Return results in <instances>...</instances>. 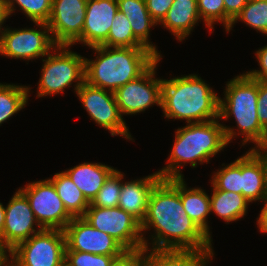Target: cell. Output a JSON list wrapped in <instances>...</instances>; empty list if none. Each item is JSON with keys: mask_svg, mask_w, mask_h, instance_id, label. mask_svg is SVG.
I'll list each match as a JSON object with an SVG mask.
<instances>
[{"mask_svg": "<svg viewBox=\"0 0 267 266\" xmlns=\"http://www.w3.org/2000/svg\"><path fill=\"white\" fill-rule=\"evenodd\" d=\"M123 178L124 174L119 170H115L90 202V206L100 208L117 207Z\"/></svg>", "mask_w": 267, "mask_h": 266, "instance_id": "obj_31", "label": "cell"}, {"mask_svg": "<svg viewBox=\"0 0 267 266\" xmlns=\"http://www.w3.org/2000/svg\"><path fill=\"white\" fill-rule=\"evenodd\" d=\"M9 18L4 0H0V32L3 29L5 20Z\"/></svg>", "mask_w": 267, "mask_h": 266, "instance_id": "obj_42", "label": "cell"}, {"mask_svg": "<svg viewBox=\"0 0 267 266\" xmlns=\"http://www.w3.org/2000/svg\"><path fill=\"white\" fill-rule=\"evenodd\" d=\"M76 95L95 123L109 130L112 136L120 135L133 140L119 111L114 92L84 82Z\"/></svg>", "mask_w": 267, "mask_h": 266, "instance_id": "obj_11", "label": "cell"}, {"mask_svg": "<svg viewBox=\"0 0 267 266\" xmlns=\"http://www.w3.org/2000/svg\"><path fill=\"white\" fill-rule=\"evenodd\" d=\"M115 170L116 168L102 163L84 162L64 172L91 202Z\"/></svg>", "mask_w": 267, "mask_h": 266, "instance_id": "obj_19", "label": "cell"}, {"mask_svg": "<svg viewBox=\"0 0 267 266\" xmlns=\"http://www.w3.org/2000/svg\"><path fill=\"white\" fill-rule=\"evenodd\" d=\"M117 12V0H87L82 34L75 43H82L89 48L107 46V37Z\"/></svg>", "mask_w": 267, "mask_h": 266, "instance_id": "obj_16", "label": "cell"}, {"mask_svg": "<svg viewBox=\"0 0 267 266\" xmlns=\"http://www.w3.org/2000/svg\"><path fill=\"white\" fill-rule=\"evenodd\" d=\"M83 218L95 229L112 236L127 251L144 250L141 223L119 206H89Z\"/></svg>", "mask_w": 267, "mask_h": 266, "instance_id": "obj_8", "label": "cell"}, {"mask_svg": "<svg viewBox=\"0 0 267 266\" xmlns=\"http://www.w3.org/2000/svg\"><path fill=\"white\" fill-rule=\"evenodd\" d=\"M154 229L152 247L144 232ZM144 249L213 250L208 237L184 210L180 178L161 179L151 191L147 214L141 223ZM154 235V236H153Z\"/></svg>", "mask_w": 267, "mask_h": 266, "instance_id": "obj_1", "label": "cell"}, {"mask_svg": "<svg viewBox=\"0 0 267 266\" xmlns=\"http://www.w3.org/2000/svg\"><path fill=\"white\" fill-rule=\"evenodd\" d=\"M122 256H106L80 251H65V266H111Z\"/></svg>", "mask_w": 267, "mask_h": 266, "instance_id": "obj_33", "label": "cell"}, {"mask_svg": "<svg viewBox=\"0 0 267 266\" xmlns=\"http://www.w3.org/2000/svg\"><path fill=\"white\" fill-rule=\"evenodd\" d=\"M263 201L265 205L261 209L259 217L257 218V225L259 232L267 233V197Z\"/></svg>", "mask_w": 267, "mask_h": 266, "instance_id": "obj_39", "label": "cell"}, {"mask_svg": "<svg viewBox=\"0 0 267 266\" xmlns=\"http://www.w3.org/2000/svg\"><path fill=\"white\" fill-rule=\"evenodd\" d=\"M174 0H145L151 18L159 24L166 16Z\"/></svg>", "mask_w": 267, "mask_h": 266, "instance_id": "obj_34", "label": "cell"}, {"mask_svg": "<svg viewBox=\"0 0 267 266\" xmlns=\"http://www.w3.org/2000/svg\"><path fill=\"white\" fill-rule=\"evenodd\" d=\"M7 252L10 253L5 247L0 245V266H10V254H7Z\"/></svg>", "mask_w": 267, "mask_h": 266, "instance_id": "obj_41", "label": "cell"}, {"mask_svg": "<svg viewBox=\"0 0 267 266\" xmlns=\"http://www.w3.org/2000/svg\"><path fill=\"white\" fill-rule=\"evenodd\" d=\"M250 149L260 159L264 171L265 187L267 193V154H265L259 147H252Z\"/></svg>", "mask_w": 267, "mask_h": 266, "instance_id": "obj_40", "label": "cell"}, {"mask_svg": "<svg viewBox=\"0 0 267 266\" xmlns=\"http://www.w3.org/2000/svg\"><path fill=\"white\" fill-rule=\"evenodd\" d=\"M180 198L184 210L198 227L208 236L210 229L208 225L210 210V196L201 188H188L183 178H180Z\"/></svg>", "mask_w": 267, "mask_h": 266, "instance_id": "obj_23", "label": "cell"}, {"mask_svg": "<svg viewBox=\"0 0 267 266\" xmlns=\"http://www.w3.org/2000/svg\"><path fill=\"white\" fill-rule=\"evenodd\" d=\"M19 190L26 196L36 220L43 229L64 230L73 219L49 178L30 182Z\"/></svg>", "mask_w": 267, "mask_h": 266, "instance_id": "obj_10", "label": "cell"}, {"mask_svg": "<svg viewBox=\"0 0 267 266\" xmlns=\"http://www.w3.org/2000/svg\"><path fill=\"white\" fill-rule=\"evenodd\" d=\"M257 114L260 125L267 130V81H258Z\"/></svg>", "mask_w": 267, "mask_h": 266, "instance_id": "obj_35", "label": "cell"}, {"mask_svg": "<svg viewBox=\"0 0 267 266\" xmlns=\"http://www.w3.org/2000/svg\"><path fill=\"white\" fill-rule=\"evenodd\" d=\"M63 230L43 229L10 251V266H65Z\"/></svg>", "mask_w": 267, "mask_h": 266, "instance_id": "obj_7", "label": "cell"}, {"mask_svg": "<svg viewBox=\"0 0 267 266\" xmlns=\"http://www.w3.org/2000/svg\"><path fill=\"white\" fill-rule=\"evenodd\" d=\"M219 119L202 123H187L175 131V140L166 167L157 171L162 179L183 178L181 166L190 163L192 168L209 163L210 158L228 145L223 124ZM184 164V165H183Z\"/></svg>", "mask_w": 267, "mask_h": 266, "instance_id": "obj_4", "label": "cell"}, {"mask_svg": "<svg viewBox=\"0 0 267 266\" xmlns=\"http://www.w3.org/2000/svg\"><path fill=\"white\" fill-rule=\"evenodd\" d=\"M255 53L261 69L260 70L255 69L245 73L254 80L267 81V45L263 46Z\"/></svg>", "mask_w": 267, "mask_h": 266, "instance_id": "obj_37", "label": "cell"}, {"mask_svg": "<svg viewBox=\"0 0 267 266\" xmlns=\"http://www.w3.org/2000/svg\"><path fill=\"white\" fill-rule=\"evenodd\" d=\"M265 154H267V130L262 143L258 146Z\"/></svg>", "mask_w": 267, "mask_h": 266, "instance_id": "obj_44", "label": "cell"}, {"mask_svg": "<svg viewBox=\"0 0 267 266\" xmlns=\"http://www.w3.org/2000/svg\"><path fill=\"white\" fill-rule=\"evenodd\" d=\"M4 222H5V207L0 202V236L3 233Z\"/></svg>", "mask_w": 267, "mask_h": 266, "instance_id": "obj_43", "label": "cell"}, {"mask_svg": "<svg viewBox=\"0 0 267 266\" xmlns=\"http://www.w3.org/2000/svg\"><path fill=\"white\" fill-rule=\"evenodd\" d=\"M65 251H80L106 256H123L128 251L112 236L95 229L83 217H73L63 230Z\"/></svg>", "mask_w": 267, "mask_h": 266, "instance_id": "obj_13", "label": "cell"}, {"mask_svg": "<svg viewBox=\"0 0 267 266\" xmlns=\"http://www.w3.org/2000/svg\"><path fill=\"white\" fill-rule=\"evenodd\" d=\"M149 250H151L150 253ZM145 254L146 266H208L214 252L213 250L145 249Z\"/></svg>", "mask_w": 267, "mask_h": 266, "instance_id": "obj_20", "label": "cell"}, {"mask_svg": "<svg viewBox=\"0 0 267 266\" xmlns=\"http://www.w3.org/2000/svg\"><path fill=\"white\" fill-rule=\"evenodd\" d=\"M108 47H144L134 36L130 22L124 13L119 10L107 37Z\"/></svg>", "mask_w": 267, "mask_h": 266, "instance_id": "obj_28", "label": "cell"}, {"mask_svg": "<svg viewBox=\"0 0 267 266\" xmlns=\"http://www.w3.org/2000/svg\"><path fill=\"white\" fill-rule=\"evenodd\" d=\"M225 14L233 21L249 0H223Z\"/></svg>", "mask_w": 267, "mask_h": 266, "instance_id": "obj_38", "label": "cell"}, {"mask_svg": "<svg viewBox=\"0 0 267 266\" xmlns=\"http://www.w3.org/2000/svg\"><path fill=\"white\" fill-rule=\"evenodd\" d=\"M224 98H220L219 119L227 120L233 115L238 132L234 128L223 126L227 143L241 134L242 144L255 143L258 147L266 130L260 125L257 114L258 80L250 78L246 73L240 74L227 82Z\"/></svg>", "mask_w": 267, "mask_h": 266, "instance_id": "obj_5", "label": "cell"}, {"mask_svg": "<svg viewBox=\"0 0 267 266\" xmlns=\"http://www.w3.org/2000/svg\"><path fill=\"white\" fill-rule=\"evenodd\" d=\"M8 16L15 13V4L21 8L22 12L27 15L32 22L49 21L52 9V0H4Z\"/></svg>", "mask_w": 267, "mask_h": 266, "instance_id": "obj_29", "label": "cell"}, {"mask_svg": "<svg viewBox=\"0 0 267 266\" xmlns=\"http://www.w3.org/2000/svg\"><path fill=\"white\" fill-rule=\"evenodd\" d=\"M111 266H146L145 249L141 251H128L116 259Z\"/></svg>", "mask_w": 267, "mask_h": 266, "instance_id": "obj_36", "label": "cell"}, {"mask_svg": "<svg viewBox=\"0 0 267 266\" xmlns=\"http://www.w3.org/2000/svg\"><path fill=\"white\" fill-rule=\"evenodd\" d=\"M87 0H52L47 22L56 45L72 46L81 37Z\"/></svg>", "mask_w": 267, "mask_h": 266, "instance_id": "obj_15", "label": "cell"}, {"mask_svg": "<svg viewBox=\"0 0 267 266\" xmlns=\"http://www.w3.org/2000/svg\"><path fill=\"white\" fill-rule=\"evenodd\" d=\"M241 188L242 195L251 203L267 197L263 167L250 149L241 156Z\"/></svg>", "mask_w": 267, "mask_h": 266, "instance_id": "obj_22", "label": "cell"}, {"mask_svg": "<svg viewBox=\"0 0 267 266\" xmlns=\"http://www.w3.org/2000/svg\"><path fill=\"white\" fill-rule=\"evenodd\" d=\"M49 179L53 182L67 212L72 217H83L90 206V202L70 177L62 171L55 173Z\"/></svg>", "mask_w": 267, "mask_h": 266, "instance_id": "obj_25", "label": "cell"}, {"mask_svg": "<svg viewBox=\"0 0 267 266\" xmlns=\"http://www.w3.org/2000/svg\"><path fill=\"white\" fill-rule=\"evenodd\" d=\"M158 58L142 75L129 81L115 92L121 115H135L156 104L161 108L163 79L155 78Z\"/></svg>", "mask_w": 267, "mask_h": 266, "instance_id": "obj_12", "label": "cell"}, {"mask_svg": "<svg viewBox=\"0 0 267 266\" xmlns=\"http://www.w3.org/2000/svg\"><path fill=\"white\" fill-rule=\"evenodd\" d=\"M30 90V87L24 85L0 83V126L25 108Z\"/></svg>", "mask_w": 267, "mask_h": 266, "instance_id": "obj_26", "label": "cell"}, {"mask_svg": "<svg viewBox=\"0 0 267 266\" xmlns=\"http://www.w3.org/2000/svg\"><path fill=\"white\" fill-rule=\"evenodd\" d=\"M161 179L159 173L154 172L141 179L122 181L118 206L142 223L147 214L151 191Z\"/></svg>", "mask_w": 267, "mask_h": 266, "instance_id": "obj_17", "label": "cell"}, {"mask_svg": "<svg viewBox=\"0 0 267 266\" xmlns=\"http://www.w3.org/2000/svg\"><path fill=\"white\" fill-rule=\"evenodd\" d=\"M35 225L38 230L34 228ZM42 230L26 196L18 189L5 207V222L0 245L10 252L19 243Z\"/></svg>", "mask_w": 267, "mask_h": 266, "instance_id": "obj_14", "label": "cell"}, {"mask_svg": "<svg viewBox=\"0 0 267 266\" xmlns=\"http://www.w3.org/2000/svg\"><path fill=\"white\" fill-rule=\"evenodd\" d=\"M237 21H242L267 36V0H249L232 21L231 26L226 31L227 33L232 30Z\"/></svg>", "mask_w": 267, "mask_h": 266, "instance_id": "obj_27", "label": "cell"}, {"mask_svg": "<svg viewBox=\"0 0 267 266\" xmlns=\"http://www.w3.org/2000/svg\"><path fill=\"white\" fill-rule=\"evenodd\" d=\"M96 59L85 58V82L115 92L142 75L158 57L145 47H90Z\"/></svg>", "mask_w": 267, "mask_h": 266, "instance_id": "obj_2", "label": "cell"}, {"mask_svg": "<svg viewBox=\"0 0 267 266\" xmlns=\"http://www.w3.org/2000/svg\"><path fill=\"white\" fill-rule=\"evenodd\" d=\"M212 191L210 210L226 223L237 221L246 215L250 202L242 194L216 190L213 187Z\"/></svg>", "mask_w": 267, "mask_h": 266, "instance_id": "obj_24", "label": "cell"}, {"mask_svg": "<svg viewBox=\"0 0 267 266\" xmlns=\"http://www.w3.org/2000/svg\"><path fill=\"white\" fill-rule=\"evenodd\" d=\"M200 19L197 0H174L159 25H163L182 42L191 34Z\"/></svg>", "mask_w": 267, "mask_h": 266, "instance_id": "obj_21", "label": "cell"}, {"mask_svg": "<svg viewBox=\"0 0 267 266\" xmlns=\"http://www.w3.org/2000/svg\"><path fill=\"white\" fill-rule=\"evenodd\" d=\"M200 18L212 33L215 22L222 23L226 31L231 26L232 20L225 14L223 0H197Z\"/></svg>", "mask_w": 267, "mask_h": 266, "instance_id": "obj_32", "label": "cell"}, {"mask_svg": "<svg viewBox=\"0 0 267 266\" xmlns=\"http://www.w3.org/2000/svg\"><path fill=\"white\" fill-rule=\"evenodd\" d=\"M69 49L67 45H57L52 54L50 52L47 58H42L44 64L38 83L37 98L63 93L73 82L76 83V92L85 82V57Z\"/></svg>", "mask_w": 267, "mask_h": 266, "instance_id": "obj_6", "label": "cell"}, {"mask_svg": "<svg viewBox=\"0 0 267 266\" xmlns=\"http://www.w3.org/2000/svg\"><path fill=\"white\" fill-rule=\"evenodd\" d=\"M220 97L196 74L163 79L161 108L165 118L202 123L219 119Z\"/></svg>", "mask_w": 267, "mask_h": 266, "instance_id": "obj_3", "label": "cell"}, {"mask_svg": "<svg viewBox=\"0 0 267 266\" xmlns=\"http://www.w3.org/2000/svg\"><path fill=\"white\" fill-rule=\"evenodd\" d=\"M225 166V167H224ZM219 171L214 172L211 184L216 190L231 191L242 194L241 188V157L224 165Z\"/></svg>", "mask_w": 267, "mask_h": 266, "instance_id": "obj_30", "label": "cell"}, {"mask_svg": "<svg viewBox=\"0 0 267 266\" xmlns=\"http://www.w3.org/2000/svg\"><path fill=\"white\" fill-rule=\"evenodd\" d=\"M118 10L128 18L135 38L158 58H162L156 45L149 40L150 28L158 25L150 16L145 0H117ZM155 45V46H154Z\"/></svg>", "mask_w": 267, "mask_h": 266, "instance_id": "obj_18", "label": "cell"}, {"mask_svg": "<svg viewBox=\"0 0 267 266\" xmlns=\"http://www.w3.org/2000/svg\"><path fill=\"white\" fill-rule=\"evenodd\" d=\"M34 24L41 29L12 30L4 27L0 32V55L29 61L43 58L52 52L57 45L52 39L48 24L44 22H34Z\"/></svg>", "mask_w": 267, "mask_h": 266, "instance_id": "obj_9", "label": "cell"}]
</instances>
